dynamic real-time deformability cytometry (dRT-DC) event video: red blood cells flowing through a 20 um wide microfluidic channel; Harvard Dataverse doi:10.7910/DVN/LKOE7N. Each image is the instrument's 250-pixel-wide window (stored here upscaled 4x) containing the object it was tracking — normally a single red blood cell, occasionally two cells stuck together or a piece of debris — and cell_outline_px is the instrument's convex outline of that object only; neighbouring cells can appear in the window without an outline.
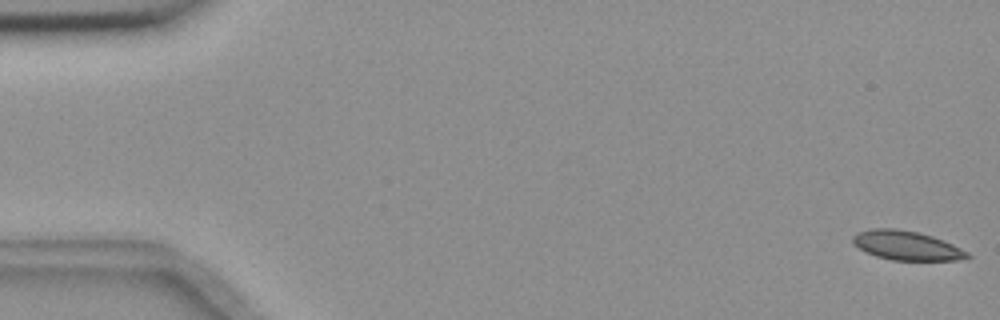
{"species": "common noctule bat (a hibernating species)", "species_latin": "Nyctalus noctula", "temperature_condition": "room temperature", "stored_images_in_passage": 56, "camera_frame_rate_fps": 3000, "um_per_image_px": 0.085, "animal": {"sex": "female", "body_mass_g": 18.4}, "frame": {"image": 1, "passage_image": 1, "time_ms": 0.0, "image_size_px": [1000, 320], "cell_outline_px": [[972, 256], [964, 260], [892, 260], [876, 256], [860, 248], [852, 240], [852, 236], [856, 232], [872, 228], [896, 228], [916, 232], [932, 236], [952, 244], [968, 252]], "centroid_in_image_um": [77.07, 20.86], "position_along_channel_um": 7.9, "area_um2": 19.36}}
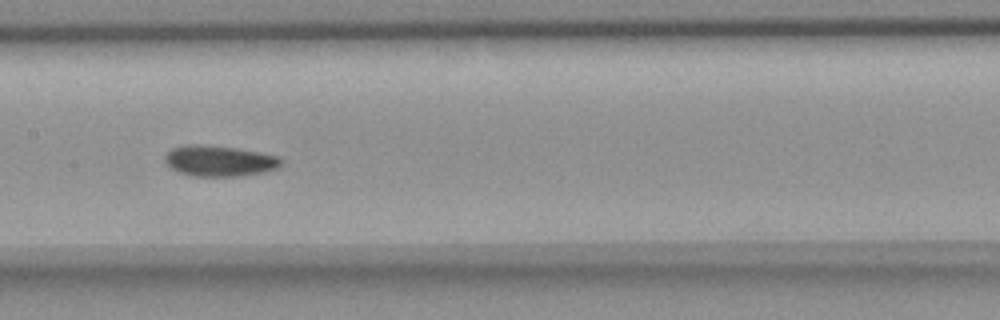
{"frame": {"image": 2, "passage_image": 28, "time_ms": 9.0, "image_size_px": [1000, 320], "cell_outline_px": [[284, 164], [276, 168], [264, 172], [240, 176], [192, 176], [180, 172], [172, 168], [164, 160], [164, 156], [172, 148], [184, 144], [200, 144], [236, 148], [280, 156], [284, 160]], "centroid_in_image_um": [18.68, 13.67], "position_along_channel_um": 188.7, "area_um2": 20.98}}
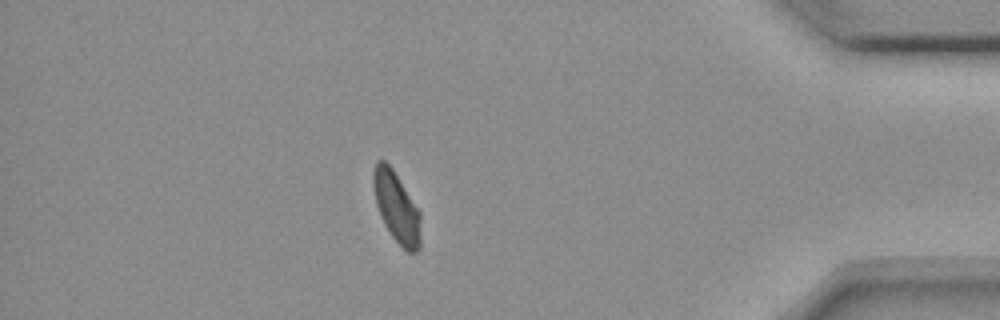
{"frame": {"image": 3, "passage_image": 49, "time_ms": 16.0, "image_size_px": [1000, 320], "cell_outline_px": [[420, 248], [416, 252], [408, 252], [392, 236], [384, 224], [380, 216], [376, 204], [372, 184], [372, 172], [376, 160], [384, 160], [392, 168], [420, 212]], "centroid_in_image_um": [33.68, 17.59], "position_along_channel_um": 401.5, "area_um2": 19.36}, "authors_computed_cell_mechanics": {"area_um2": 20.23, "velocity_mm_per_s": 3.6322, "shape_relaxation_time_tau1_ms": 6.0822, "shape_relaxation_time_tau2_ms": 10.0303, "deformation_change_tau1": 0.0968, "deformation_change_tau2": 0.1027}}